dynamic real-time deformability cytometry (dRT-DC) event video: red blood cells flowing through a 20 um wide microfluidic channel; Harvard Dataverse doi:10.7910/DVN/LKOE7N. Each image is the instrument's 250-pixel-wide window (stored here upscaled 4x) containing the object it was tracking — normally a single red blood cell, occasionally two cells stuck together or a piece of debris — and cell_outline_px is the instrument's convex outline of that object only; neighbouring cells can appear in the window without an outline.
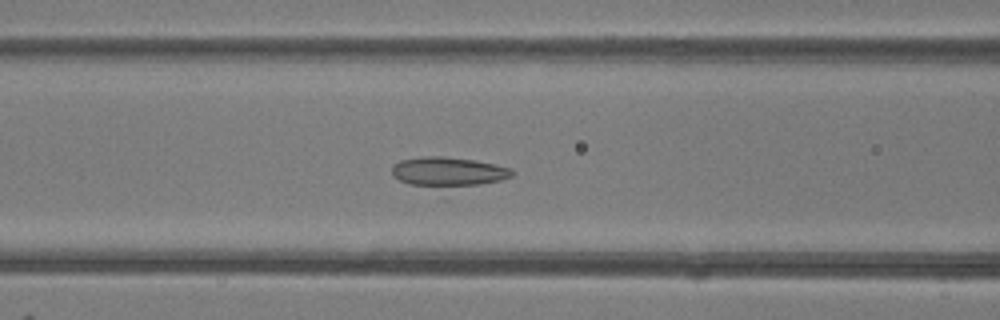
{"species": "common noctule bat (a hibernating species)", "species_latin": "Nyctalus noctula", "temperature_condition": "room temperature", "stored_images_in_passage": 51, "camera_frame_rate_fps": 3000, "um_per_image_px": 0.085, "animal": {"sex": "female"}, "frame": {"image": 1, "passage_image": 21, "time_ms": 6.667, "image_size_px": [1000, 320], "cell_outline_px": [[516, 172], [512, 176], [444, 200], [408, 184], [392, 176], [392, 164], [400, 160], [428, 156], [440, 156], [476, 160], [496, 164], [512, 168]], "centroid_in_image_um": [38.13, 14.84], "position_along_channel_um": 128.5, "area_um2": 24.68}}
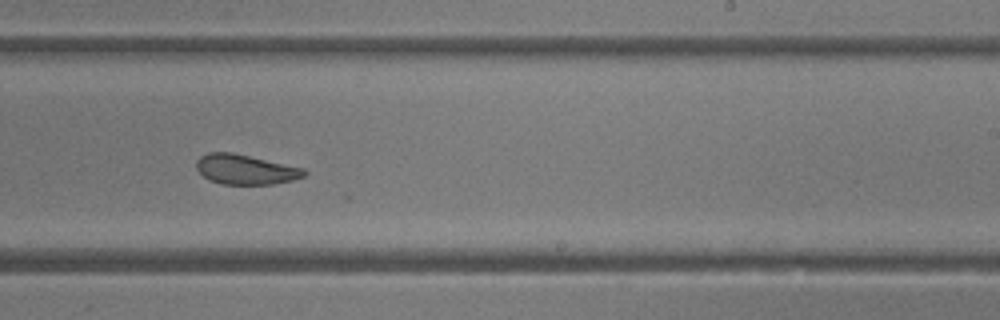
{"frame": {"image": 2, "passage_image": 31, "time_ms": 10.0, "image_size_px": [1000, 320], "cell_outline_px": [[308, 172], [304, 176], [292, 180], [272, 184], [220, 184], [208, 180], [196, 168], [196, 160], [200, 156], [208, 152], [232, 152], [304, 168]], "centroid_in_image_um": [20.84, 14.4], "position_along_channel_um": 268.2, "area_um2": 18.79}}
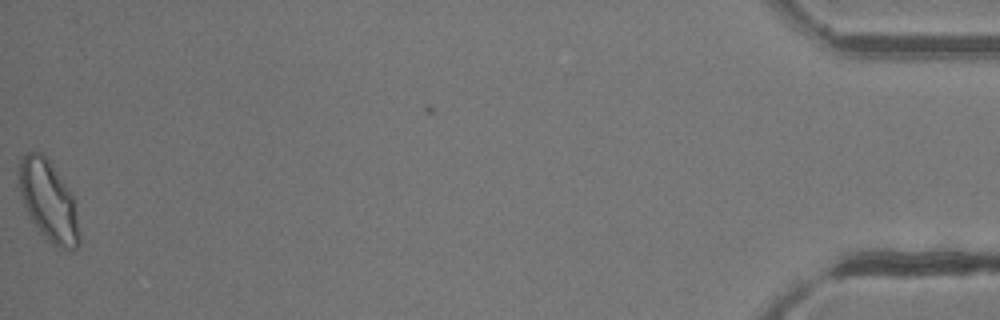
{"frame": {"image": 3, "passage_image": 50, "time_ms": 16.333, "image_size_px": [1000, 320], "cell_outline_px": [[80, 240], [76, 248], [64, 248], [52, 244], [40, 232], [32, 220], [24, 204], [20, 192], [20, 160], [28, 152], [40, 152], [48, 160], [72, 192], [80, 236]], "centroid_in_image_um": [4.14, 17.09], "position_along_channel_um": 431.1, "area_um2": 27.46}, "authors_computed_cell_mechanics": {"area_um2": 22.1374, "velocity_mm_per_s": 4.193, "shape_relaxation_time_tau1_ms": null, "shape_relaxation_time_tau2_ms": 1.4481, "deformation_change_tau1": null, "deformation_change_tau2": 0.061}}